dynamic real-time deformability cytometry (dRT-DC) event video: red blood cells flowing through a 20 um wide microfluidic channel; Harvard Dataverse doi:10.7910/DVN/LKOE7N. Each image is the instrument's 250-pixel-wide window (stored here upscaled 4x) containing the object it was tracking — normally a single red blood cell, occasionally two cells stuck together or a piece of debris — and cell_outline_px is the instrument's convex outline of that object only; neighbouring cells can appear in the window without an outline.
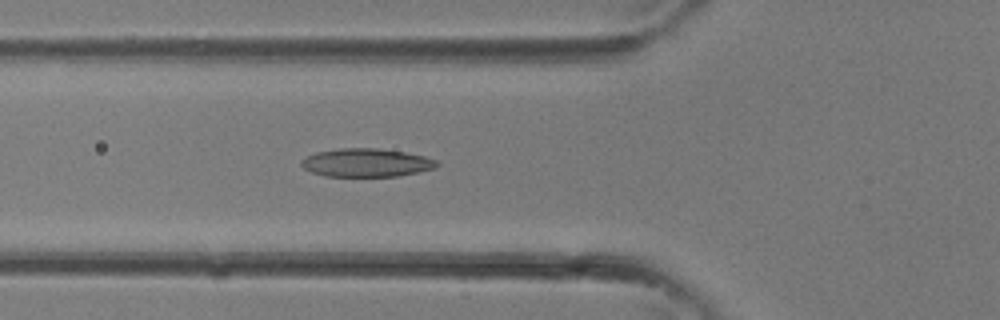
{"species": "common noctule bat (a hibernating species)", "species_latin": "Nyctalus noctula", "temperature_condition": "room temperature", "stored_images_in_passage": 33, "camera_frame_rate_fps": 3000, "um_per_image_px": 0.085, "animal": {"sex": "female"}, "frame": {"image": 1, "passage_image": 12, "time_ms": 3.667, "image_size_px": [1000, 320], "cell_outline_px": [[440, 164], [436, 168], [420, 172], [396, 176], [324, 176], [312, 172], [304, 168], [300, 164], [300, 160], [316, 152], [340, 148], [380, 148], [404, 152], [424, 156], [436, 160]], "centroid_in_image_um": [31.15, 13.83], "position_along_channel_um": 94.6, "area_um2": 22.43}}
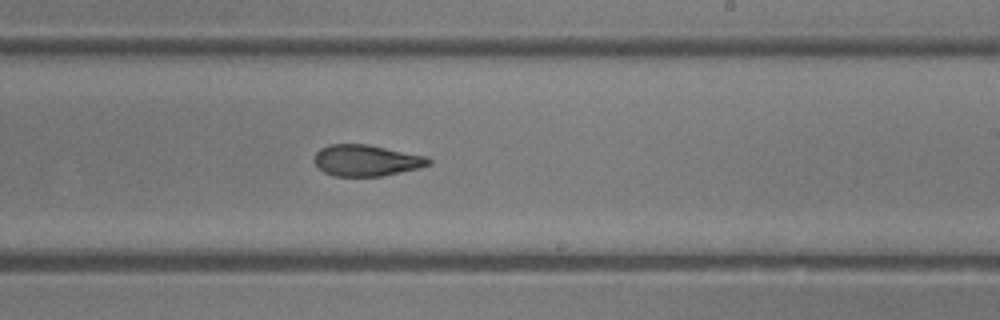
{"frame": {"image": 2, "passage_image": 20, "time_ms": 6.333, "image_size_px": [1000, 320], "cell_outline_px": [[432, 164], [420, 168], [384, 176], [332, 176], [324, 172], [312, 160], [316, 152], [320, 148], [328, 144], [368, 144], [428, 156], [432, 160]], "centroid_in_image_um": [31.17, 13.63], "position_along_channel_um": 257.8, "area_um2": 21.21}}
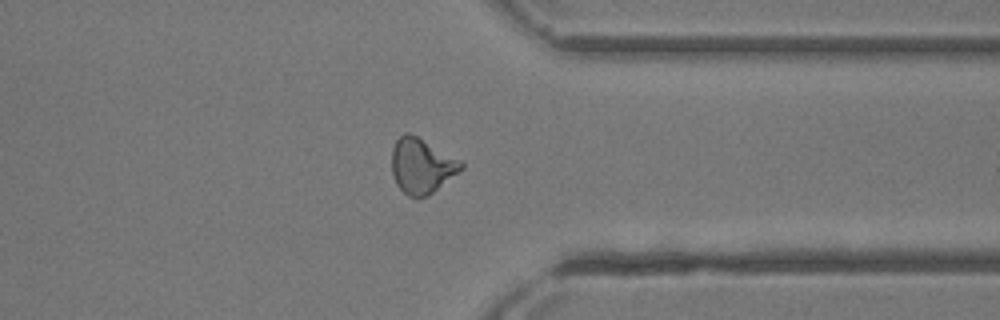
{"frame": {"image": 3, "passage_image": 26, "time_ms": 8.333, "image_size_px": [1000, 320], "cell_outline_px": [[464, 168], [460, 172], [428, 196], [408, 196], [396, 184], [392, 176], [392, 148], [396, 140], [404, 132], [408, 132], [416, 136], [460, 160], [464, 164]], "centroid_in_image_um": [35.83, 14.1], "position_along_channel_um": 375.6, "area_um2": 22.14}}